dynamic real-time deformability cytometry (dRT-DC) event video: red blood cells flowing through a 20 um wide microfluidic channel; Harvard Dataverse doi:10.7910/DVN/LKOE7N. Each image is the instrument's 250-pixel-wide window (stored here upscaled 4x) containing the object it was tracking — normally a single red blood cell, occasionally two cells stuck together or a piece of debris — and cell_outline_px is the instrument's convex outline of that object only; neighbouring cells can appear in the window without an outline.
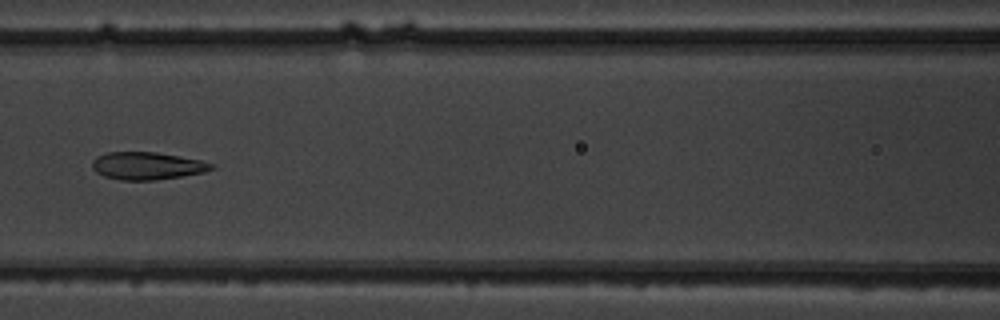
{"species": "common noctule bat (a hibernating species)", "species_latin": "Nyctalus noctula", "temperature_condition": "warm", "stored_images_in_passage": 8, "camera_frame_rate_fps": 3000, "um_per_image_px": 0.085, "animal": {"sex": "male", "body_mass_g": 19.5, "forearm_length_mm": 54.6}, "frame": {"image": 1, "passage_image": 8, "time_ms": 8.0, "image_size_px": [1000, 320], "cell_outline_px": [[216, 168], [204, 172], [156, 180], [120, 180], [104, 176], [96, 172], [92, 168], [92, 160], [96, 156], [108, 152], [156, 152], [200, 160], [216, 164]], "centroid_in_image_um": [12.5, 14.09], "position_along_channel_um": 154.1, "area_um2": 19.19}}